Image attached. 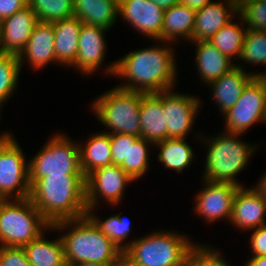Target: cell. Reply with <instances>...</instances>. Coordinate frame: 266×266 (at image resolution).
<instances>
[{"label": "cell", "mask_w": 266, "mask_h": 266, "mask_svg": "<svg viewBox=\"0 0 266 266\" xmlns=\"http://www.w3.org/2000/svg\"><path fill=\"white\" fill-rule=\"evenodd\" d=\"M164 43L129 52L107 65L105 74L125 79V83L117 87L128 91L148 94L173 89L178 73L177 60L173 47Z\"/></svg>", "instance_id": "obj_1"}, {"label": "cell", "mask_w": 266, "mask_h": 266, "mask_svg": "<svg viewBox=\"0 0 266 266\" xmlns=\"http://www.w3.org/2000/svg\"><path fill=\"white\" fill-rule=\"evenodd\" d=\"M29 199L42 217L54 223L87 215L84 175H48L30 185Z\"/></svg>", "instance_id": "obj_2"}, {"label": "cell", "mask_w": 266, "mask_h": 266, "mask_svg": "<svg viewBox=\"0 0 266 266\" xmlns=\"http://www.w3.org/2000/svg\"><path fill=\"white\" fill-rule=\"evenodd\" d=\"M50 230H70L60 236L66 264L93 262L107 266L123 254L88 215L56 222Z\"/></svg>", "instance_id": "obj_3"}, {"label": "cell", "mask_w": 266, "mask_h": 266, "mask_svg": "<svg viewBox=\"0 0 266 266\" xmlns=\"http://www.w3.org/2000/svg\"><path fill=\"white\" fill-rule=\"evenodd\" d=\"M239 136L240 134L223 132L211 139L204 136L201 138L208 145L203 179L242 186L235 177L247 167L257 147L242 142L238 139Z\"/></svg>", "instance_id": "obj_4"}, {"label": "cell", "mask_w": 266, "mask_h": 266, "mask_svg": "<svg viewBox=\"0 0 266 266\" xmlns=\"http://www.w3.org/2000/svg\"><path fill=\"white\" fill-rule=\"evenodd\" d=\"M195 243L175 231H157L127 243L123 254L133 266H174Z\"/></svg>", "instance_id": "obj_5"}, {"label": "cell", "mask_w": 266, "mask_h": 266, "mask_svg": "<svg viewBox=\"0 0 266 266\" xmlns=\"http://www.w3.org/2000/svg\"><path fill=\"white\" fill-rule=\"evenodd\" d=\"M142 94L116 86L100 95L91 107L101 124L107 127L108 133L141 137L139 115Z\"/></svg>", "instance_id": "obj_6"}, {"label": "cell", "mask_w": 266, "mask_h": 266, "mask_svg": "<svg viewBox=\"0 0 266 266\" xmlns=\"http://www.w3.org/2000/svg\"><path fill=\"white\" fill-rule=\"evenodd\" d=\"M50 226L29 198L9 199L0 206V246L24 247Z\"/></svg>", "instance_id": "obj_7"}, {"label": "cell", "mask_w": 266, "mask_h": 266, "mask_svg": "<svg viewBox=\"0 0 266 266\" xmlns=\"http://www.w3.org/2000/svg\"><path fill=\"white\" fill-rule=\"evenodd\" d=\"M67 135L54 134L43 148L29 160L30 185L48 175H83L80 166V148Z\"/></svg>", "instance_id": "obj_8"}, {"label": "cell", "mask_w": 266, "mask_h": 266, "mask_svg": "<svg viewBox=\"0 0 266 266\" xmlns=\"http://www.w3.org/2000/svg\"><path fill=\"white\" fill-rule=\"evenodd\" d=\"M223 115L224 130L241 136L254 126V123H266V96L261 82L254 77L246 85L235 105Z\"/></svg>", "instance_id": "obj_9"}, {"label": "cell", "mask_w": 266, "mask_h": 266, "mask_svg": "<svg viewBox=\"0 0 266 266\" xmlns=\"http://www.w3.org/2000/svg\"><path fill=\"white\" fill-rule=\"evenodd\" d=\"M0 192L7 200L29 198V162L15 138L0 154Z\"/></svg>", "instance_id": "obj_10"}, {"label": "cell", "mask_w": 266, "mask_h": 266, "mask_svg": "<svg viewBox=\"0 0 266 266\" xmlns=\"http://www.w3.org/2000/svg\"><path fill=\"white\" fill-rule=\"evenodd\" d=\"M135 182L120 166H102L85 177L86 207L94 209L102 197L110 205L119 204L129 183Z\"/></svg>", "instance_id": "obj_11"}, {"label": "cell", "mask_w": 266, "mask_h": 266, "mask_svg": "<svg viewBox=\"0 0 266 266\" xmlns=\"http://www.w3.org/2000/svg\"><path fill=\"white\" fill-rule=\"evenodd\" d=\"M173 90V92H172ZM200 102L198 97L174 92V88L162 91V107L167 125V138H185L191 132Z\"/></svg>", "instance_id": "obj_12"}, {"label": "cell", "mask_w": 266, "mask_h": 266, "mask_svg": "<svg viewBox=\"0 0 266 266\" xmlns=\"http://www.w3.org/2000/svg\"><path fill=\"white\" fill-rule=\"evenodd\" d=\"M204 188L195 195V213L204 218V221L216 222L226 219L230 221L233 200L239 186L231 183L212 182L202 179Z\"/></svg>", "instance_id": "obj_13"}, {"label": "cell", "mask_w": 266, "mask_h": 266, "mask_svg": "<svg viewBox=\"0 0 266 266\" xmlns=\"http://www.w3.org/2000/svg\"><path fill=\"white\" fill-rule=\"evenodd\" d=\"M140 34L161 41L164 10L150 0H119V16Z\"/></svg>", "instance_id": "obj_14"}, {"label": "cell", "mask_w": 266, "mask_h": 266, "mask_svg": "<svg viewBox=\"0 0 266 266\" xmlns=\"http://www.w3.org/2000/svg\"><path fill=\"white\" fill-rule=\"evenodd\" d=\"M38 18L29 5L0 21V53L18 56L26 47Z\"/></svg>", "instance_id": "obj_15"}, {"label": "cell", "mask_w": 266, "mask_h": 266, "mask_svg": "<svg viewBox=\"0 0 266 266\" xmlns=\"http://www.w3.org/2000/svg\"><path fill=\"white\" fill-rule=\"evenodd\" d=\"M235 15H238V0L211 1L196 11L192 42L209 41L233 17L235 18Z\"/></svg>", "instance_id": "obj_16"}, {"label": "cell", "mask_w": 266, "mask_h": 266, "mask_svg": "<svg viewBox=\"0 0 266 266\" xmlns=\"http://www.w3.org/2000/svg\"><path fill=\"white\" fill-rule=\"evenodd\" d=\"M106 31L108 30L82 23L77 58L72 67L78 68L85 76L93 74L105 61L108 46L104 37Z\"/></svg>", "instance_id": "obj_17"}, {"label": "cell", "mask_w": 266, "mask_h": 266, "mask_svg": "<svg viewBox=\"0 0 266 266\" xmlns=\"http://www.w3.org/2000/svg\"><path fill=\"white\" fill-rule=\"evenodd\" d=\"M266 201L253 188L240 186L233 200L230 223L242 230L266 225Z\"/></svg>", "instance_id": "obj_18"}, {"label": "cell", "mask_w": 266, "mask_h": 266, "mask_svg": "<svg viewBox=\"0 0 266 266\" xmlns=\"http://www.w3.org/2000/svg\"><path fill=\"white\" fill-rule=\"evenodd\" d=\"M54 41L53 23L39 21L33 29L26 47L18 55L20 69H22L25 59L36 71L44 68L49 62L57 63Z\"/></svg>", "instance_id": "obj_19"}, {"label": "cell", "mask_w": 266, "mask_h": 266, "mask_svg": "<svg viewBox=\"0 0 266 266\" xmlns=\"http://www.w3.org/2000/svg\"><path fill=\"white\" fill-rule=\"evenodd\" d=\"M230 72L211 82L208 86L213 91L212 97L222 114H225L238 101L246 85L255 77L248 73L240 63L235 64Z\"/></svg>", "instance_id": "obj_20"}, {"label": "cell", "mask_w": 266, "mask_h": 266, "mask_svg": "<svg viewBox=\"0 0 266 266\" xmlns=\"http://www.w3.org/2000/svg\"><path fill=\"white\" fill-rule=\"evenodd\" d=\"M139 116L142 138L153 144L167 139V125L162 107V91L142 94Z\"/></svg>", "instance_id": "obj_21"}, {"label": "cell", "mask_w": 266, "mask_h": 266, "mask_svg": "<svg viewBox=\"0 0 266 266\" xmlns=\"http://www.w3.org/2000/svg\"><path fill=\"white\" fill-rule=\"evenodd\" d=\"M197 46L196 67L203 83L210 84L223 74L230 72L236 65L209 41L191 42Z\"/></svg>", "instance_id": "obj_22"}, {"label": "cell", "mask_w": 266, "mask_h": 266, "mask_svg": "<svg viewBox=\"0 0 266 266\" xmlns=\"http://www.w3.org/2000/svg\"><path fill=\"white\" fill-rule=\"evenodd\" d=\"M82 21L72 16L53 22L54 50L58 64L72 67L77 58Z\"/></svg>", "instance_id": "obj_23"}, {"label": "cell", "mask_w": 266, "mask_h": 266, "mask_svg": "<svg viewBox=\"0 0 266 266\" xmlns=\"http://www.w3.org/2000/svg\"><path fill=\"white\" fill-rule=\"evenodd\" d=\"M74 16L84 24L110 30L119 16V0H74Z\"/></svg>", "instance_id": "obj_24"}, {"label": "cell", "mask_w": 266, "mask_h": 266, "mask_svg": "<svg viewBox=\"0 0 266 266\" xmlns=\"http://www.w3.org/2000/svg\"><path fill=\"white\" fill-rule=\"evenodd\" d=\"M195 19L196 10L180 3L164 10L161 45L164 42L175 43L179 38L191 42Z\"/></svg>", "instance_id": "obj_25"}, {"label": "cell", "mask_w": 266, "mask_h": 266, "mask_svg": "<svg viewBox=\"0 0 266 266\" xmlns=\"http://www.w3.org/2000/svg\"><path fill=\"white\" fill-rule=\"evenodd\" d=\"M80 148V166L83 175L86 177L92 171L112 165L110 133L100 132L90 136L86 144Z\"/></svg>", "instance_id": "obj_26"}, {"label": "cell", "mask_w": 266, "mask_h": 266, "mask_svg": "<svg viewBox=\"0 0 266 266\" xmlns=\"http://www.w3.org/2000/svg\"><path fill=\"white\" fill-rule=\"evenodd\" d=\"M43 234L23 247L30 266H66L61 237L46 240Z\"/></svg>", "instance_id": "obj_27"}, {"label": "cell", "mask_w": 266, "mask_h": 266, "mask_svg": "<svg viewBox=\"0 0 266 266\" xmlns=\"http://www.w3.org/2000/svg\"><path fill=\"white\" fill-rule=\"evenodd\" d=\"M185 140V138H167L154 144L155 147L160 148L158 159L165 168L179 173L189 167L195 153Z\"/></svg>", "instance_id": "obj_28"}, {"label": "cell", "mask_w": 266, "mask_h": 266, "mask_svg": "<svg viewBox=\"0 0 266 266\" xmlns=\"http://www.w3.org/2000/svg\"><path fill=\"white\" fill-rule=\"evenodd\" d=\"M231 20L215 33L209 42L230 59L239 58L247 27L237 25ZM234 57V58H233Z\"/></svg>", "instance_id": "obj_29"}, {"label": "cell", "mask_w": 266, "mask_h": 266, "mask_svg": "<svg viewBox=\"0 0 266 266\" xmlns=\"http://www.w3.org/2000/svg\"><path fill=\"white\" fill-rule=\"evenodd\" d=\"M38 21L53 23L74 16V0H28Z\"/></svg>", "instance_id": "obj_30"}, {"label": "cell", "mask_w": 266, "mask_h": 266, "mask_svg": "<svg viewBox=\"0 0 266 266\" xmlns=\"http://www.w3.org/2000/svg\"><path fill=\"white\" fill-rule=\"evenodd\" d=\"M93 209L87 210V215L94 221L100 231L106 235L122 252L127 248L126 237L129 236L131 225L128 219L118 214H113L102 221L97 215L93 214Z\"/></svg>", "instance_id": "obj_31"}, {"label": "cell", "mask_w": 266, "mask_h": 266, "mask_svg": "<svg viewBox=\"0 0 266 266\" xmlns=\"http://www.w3.org/2000/svg\"><path fill=\"white\" fill-rule=\"evenodd\" d=\"M20 72L18 56L0 53V108L17 88Z\"/></svg>", "instance_id": "obj_32"}, {"label": "cell", "mask_w": 266, "mask_h": 266, "mask_svg": "<svg viewBox=\"0 0 266 266\" xmlns=\"http://www.w3.org/2000/svg\"><path fill=\"white\" fill-rule=\"evenodd\" d=\"M238 60L266 65V32L247 29Z\"/></svg>", "instance_id": "obj_33"}, {"label": "cell", "mask_w": 266, "mask_h": 266, "mask_svg": "<svg viewBox=\"0 0 266 266\" xmlns=\"http://www.w3.org/2000/svg\"><path fill=\"white\" fill-rule=\"evenodd\" d=\"M149 145L154 144L139 137L136 141H129L128 175L134 180L140 179L149 170Z\"/></svg>", "instance_id": "obj_34"}, {"label": "cell", "mask_w": 266, "mask_h": 266, "mask_svg": "<svg viewBox=\"0 0 266 266\" xmlns=\"http://www.w3.org/2000/svg\"><path fill=\"white\" fill-rule=\"evenodd\" d=\"M238 16L248 29L266 32V1L238 0Z\"/></svg>", "instance_id": "obj_35"}, {"label": "cell", "mask_w": 266, "mask_h": 266, "mask_svg": "<svg viewBox=\"0 0 266 266\" xmlns=\"http://www.w3.org/2000/svg\"><path fill=\"white\" fill-rule=\"evenodd\" d=\"M139 137L122 133L110 134L112 163L120 166L128 174L129 141Z\"/></svg>", "instance_id": "obj_36"}, {"label": "cell", "mask_w": 266, "mask_h": 266, "mask_svg": "<svg viewBox=\"0 0 266 266\" xmlns=\"http://www.w3.org/2000/svg\"><path fill=\"white\" fill-rule=\"evenodd\" d=\"M195 266H231L223 259L220 251L204 244H195Z\"/></svg>", "instance_id": "obj_37"}, {"label": "cell", "mask_w": 266, "mask_h": 266, "mask_svg": "<svg viewBox=\"0 0 266 266\" xmlns=\"http://www.w3.org/2000/svg\"><path fill=\"white\" fill-rule=\"evenodd\" d=\"M0 266H30L23 247L0 246Z\"/></svg>", "instance_id": "obj_38"}, {"label": "cell", "mask_w": 266, "mask_h": 266, "mask_svg": "<svg viewBox=\"0 0 266 266\" xmlns=\"http://www.w3.org/2000/svg\"><path fill=\"white\" fill-rule=\"evenodd\" d=\"M250 238V248L252 256H266V225L252 229Z\"/></svg>", "instance_id": "obj_39"}, {"label": "cell", "mask_w": 266, "mask_h": 266, "mask_svg": "<svg viewBox=\"0 0 266 266\" xmlns=\"http://www.w3.org/2000/svg\"><path fill=\"white\" fill-rule=\"evenodd\" d=\"M28 5V0H0V21Z\"/></svg>", "instance_id": "obj_40"}, {"label": "cell", "mask_w": 266, "mask_h": 266, "mask_svg": "<svg viewBox=\"0 0 266 266\" xmlns=\"http://www.w3.org/2000/svg\"><path fill=\"white\" fill-rule=\"evenodd\" d=\"M212 0H179V3L190 7L193 10H200Z\"/></svg>", "instance_id": "obj_41"}, {"label": "cell", "mask_w": 266, "mask_h": 266, "mask_svg": "<svg viewBox=\"0 0 266 266\" xmlns=\"http://www.w3.org/2000/svg\"><path fill=\"white\" fill-rule=\"evenodd\" d=\"M174 266H195V245L191 248L189 254Z\"/></svg>", "instance_id": "obj_42"}, {"label": "cell", "mask_w": 266, "mask_h": 266, "mask_svg": "<svg viewBox=\"0 0 266 266\" xmlns=\"http://www.w3.org/2000/svg\"><path fill=\"white\" fill-rule=\"evenodd\" d=\"M260 180L256 184L257 186L253 188L258 192V194L266 201V173L261 176Z\"/></svg>", "instance_id": "obj_43"}, {"label": "cell", "mask_w": 266, "mask_h": 266, "mask_svg": "<svg viewBox=\"0 0 266 266\" xmlns=\"http://www.w3.org/2000/svg\"><path fill=\"white\" fill-rule=\"evenodd\" d=\"M245 266H266V256H252Z\"/></svg>", "instance_id": "obj_44"}, {"label": "cell", "mask_w": 266, "mask_h": 266, "mask_svg": "<svg viewBox=\"0 0 266 266\" xmlns=\"http://www.w3.org/2000/svg\"><path fill=\"white\" fill-rule=\"evenodd\" d=\"M150 1L158 5L163 10H167L179 3V0H150Z\"/></svg>", "instance_id": "obj_45"}, {"label": "cell", "mask_w": 266, "mask_h": 266, "mask_svg": "<svg viewBox=\"0 0 266 266\" xmlns=\"http://www.w3.org/2000/svg\"><path fill=\"white\" fill-rule=\"evenodd\" d=\"M4 133V134H3ZM0 134V154L5 149V147L14 139L10 134L7 132H3Z\"/></svg>", "instance_id": "obj_46"}, {"label": "cell", "mask_w": 266, "mask_h": 266, "mask_svg": "<svg viewBox=\"0 0 266 266\" xmlns=\"http://www.w3.org/2000/svg\"><path fill=\"white\" fill-rule=\"evenodd\" d=\"M107 266H133L132 262L122 254L117 260L108 264Z\"/></svg>", "instance_id": "obj_47"}, {"label": "cell", "mask_w": 266, "mask_h": 266, "mask_svg": "<svg viewBox=\"0 0 266 266\" xmlns=\"http://www.w3.org/2000/svg\"><path fill=\"white\" fill-rule=\"evenodd\" d=\"M254 76L261 82L266 96V71L264 73H254Z\"/></svg>", "instance_id": "obj_48"}, {"label": "cell", "mask_w": 266, "mask_h": 266, "mask_svg": "<svg viewBox=\"0 0 266 266\" xmlns=\"http://www.w3.org/2000/svg\"><path fill=\"white\" fill-rule=\"evenodd\" d=\"M66 266H104V265L93 262H82V263L67 264Z\"/></svg>", "instance_id": "obj_49"}, {"label": "cell", "mask_w": 266, "mask_h": 266, "mask_svg": "<svg viewBox=\"0 0 266 266\" xmlns=\"http://www.w3.org/2000/svg\"><path fill=\"white\" fill-rule=\"evenodd\" d=\"M7 199L4 197V195L0 192V206L6 201Z\"/></svg>", "instance_id": "obj_50"}]
</instances>
